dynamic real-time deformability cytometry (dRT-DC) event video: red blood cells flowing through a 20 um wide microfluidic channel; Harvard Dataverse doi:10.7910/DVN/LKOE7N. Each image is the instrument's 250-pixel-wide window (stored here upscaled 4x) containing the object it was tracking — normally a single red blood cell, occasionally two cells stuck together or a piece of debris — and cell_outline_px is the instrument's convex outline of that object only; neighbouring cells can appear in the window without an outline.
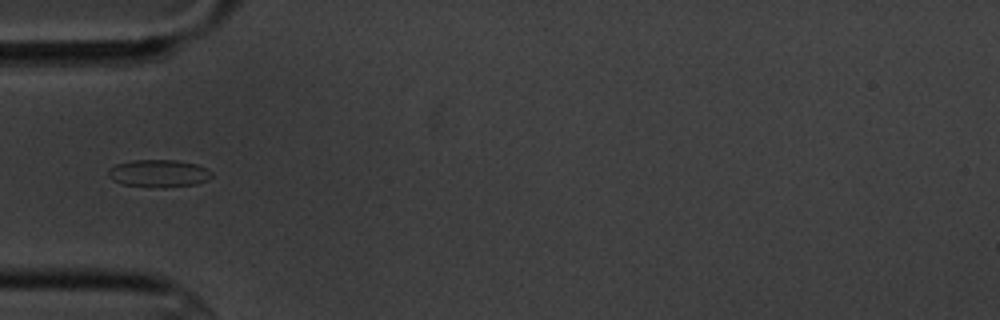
{"species": "common noctule bat (a hibernating species)", "species_latin": "Nyctalus noctula", "temperature_condition": "cold", "stored_images_in_passage": 4, "camera_frame_rate_fps": 3000, "um_per_image_px": 0.085, "animal": {"sex": "male", "body_mass_g": 20.1, "forearm_length_mm": 53.5}, "frame": {"image": 1, "passage_image": 4, "time_ms": 4.0, "image_size_px": [1000, 320], "cell_outline_px": [[212, 176], [208, 180], [196, 184], [164, 188], [148, 188], [120, 184], [112, 180], [108, 176], [108, 168], [116, 164], [132, 160], [176, 160], [196, 164], [208, 168], [212, 172]], "centroid_in_image_um": [13.47, 14.76], "position_along_channel_um": 71.5, "area_um2": 17.05}}